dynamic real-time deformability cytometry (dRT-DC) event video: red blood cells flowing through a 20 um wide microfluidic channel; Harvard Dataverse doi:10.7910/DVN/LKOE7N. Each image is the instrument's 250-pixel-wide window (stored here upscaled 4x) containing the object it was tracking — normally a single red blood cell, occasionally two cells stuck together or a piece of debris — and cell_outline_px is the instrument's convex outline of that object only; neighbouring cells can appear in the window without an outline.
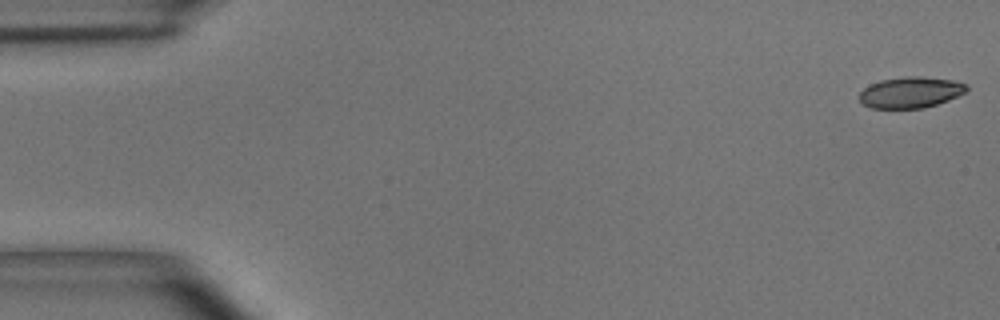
{"species": "common noctule bat (a hibernating species)", "species_latin": "Nyctalus noctula", "temperature_condition": "room temperature", "stored_images_in_passage": 55, "camera_frame_rate_fps": 3000, "um_per_image_px": 0.085, "animal": {"sex": "male", "body_mass_g": 15.6}, "frame": {"image": 1, "passage_image": 1, "time_ms": 0.0, "image_size_px": [1000, 320], "cell_outline_px": [[968, 88], [964, 92], [948, 100], [924, 108], [872, 108], [864, 104], [860, 100], [860, 92], [864, 88], [880, 80], [904, 76], [920, 76], [952, 80], [968, 84]], "centroid_in_image_um": [77.4, 7.84], "position_along_channel_um": 7.6, "area_um2": 19.25}}
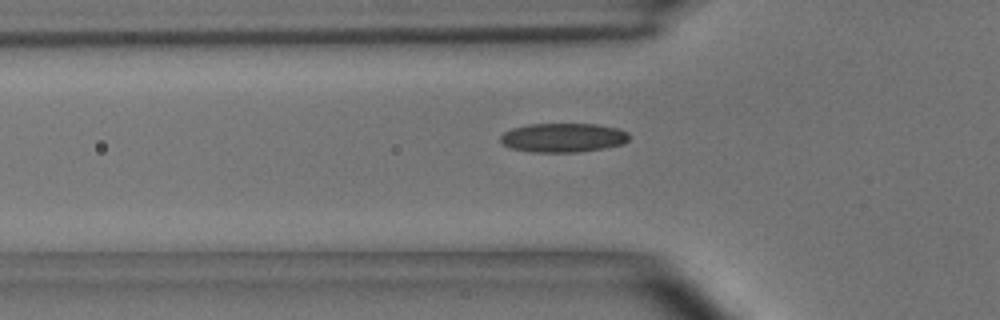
{"frame": {"image": 2, "passage_image": 18, "time_ms": 5.667, "image_size_px": [1000, 320], "cell_outline_px": [[628, 140], [624, 144], [604, 148], [580, 152], [532, 152], [512, 148], [504, 144], [500, 140], [500, 136], [504, 132], [512, 128], [528, 124], [596, 124], [620, 128], [628, 132]], "centroid_in_image_um": [47.89, 11.7], "position_along_channel_um": 77.9, "area_um2": 21.91}}
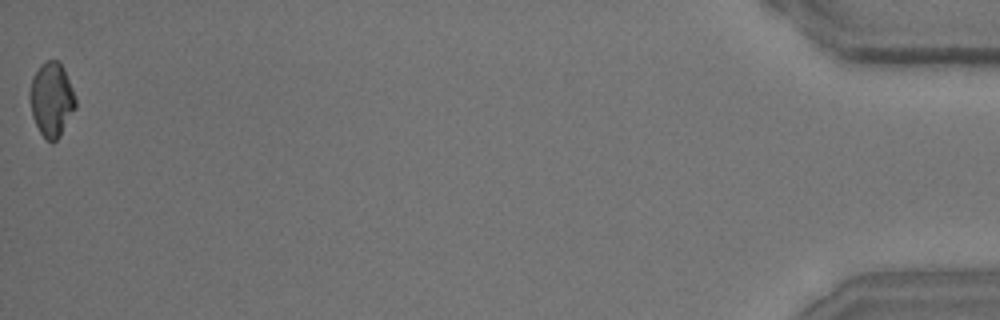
{"frame": {"image": 3, "passage_image": 55, "time_ms": 18.0, "image_size_px": [1000, 320], "cell_outline_px": [[76, 108], [60, 136], [52, 144], [40, 132], [32, 116], [28, 96], [28, 92], [32, 80], [40, 64], [48, 60], [56, 60], [64, 68], [76, 96]], "centroid_in_image_um": [4.39, 8.46], "position_along_channel_um": 430.8, "area_um2": 19.88}, "authors_computed_cell_mechanics": {"area_um2": 20.4034, "velocity_mm_per_s": 3.6215, "shape_relaxation_time_tau1_ms": 5.8902, "shape_relaxation_time_tau2_ms": 3.3298, "deformation_change_tau1": 0.1467, "deformation_change_tau2": 0.0741}}